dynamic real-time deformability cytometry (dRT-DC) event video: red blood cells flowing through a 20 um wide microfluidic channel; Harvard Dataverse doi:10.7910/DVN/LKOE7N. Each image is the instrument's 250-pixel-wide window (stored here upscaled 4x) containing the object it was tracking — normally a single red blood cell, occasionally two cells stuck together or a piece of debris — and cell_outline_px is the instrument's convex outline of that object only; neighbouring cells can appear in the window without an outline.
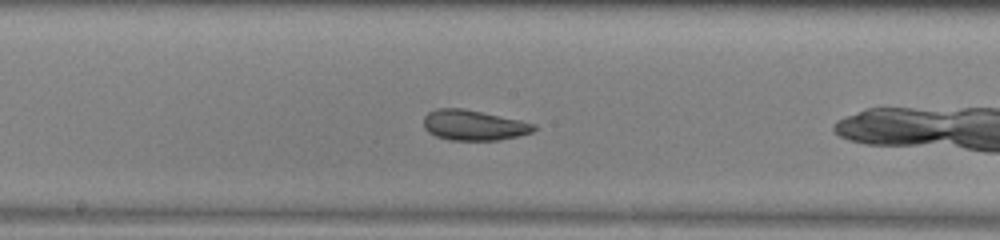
{"species": "common noctule bat (a hibernating species)", "species_latin": "Nyctalus noctula", "temperature_condition": "warm", "stored_images_in_passage": 18, "camera_frame_rate_fps": 3000, "um_per_image_px": 0.085, "animal": {"sex": "male", "body_mass_g": 13.0, "forearm_length_mm": 53.1}, "frame": {"image": 1, "passage_image": 13, "time_ms": 4.0, "image_size_px": [1000, 240], "cell_outline_px": [[536, 128], [532, 132], [500, 140], [448, 140], [436, 136], [428, 132], [424, 128], [424, 116], [428, 112], [436, 108], [464, 108], [520, 120], [536, 124]], "centroid_in_image_um": [40.24, 10.64], "position_along_channel_um": 208.0, "area_um2": 19.54}}
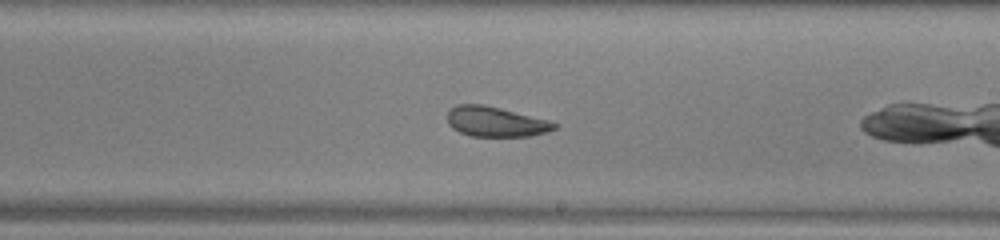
{"frame": {"image": 2, "passage_image": 16, "time_ms": 5.0, "image_size_px": [1000, 240], "cell_outline_px": [[556, 128], [548, 132], [528, 136], [472, 136], [460, 132], [452, 128], [448, 124], [448, 108], [456, 104], [484, 104], [548, 120], [556, 124]], "centroid_in_image_um": [42.08, 10.33], "position_along_channel_um": 246.9, "area_um2": 18.67}}